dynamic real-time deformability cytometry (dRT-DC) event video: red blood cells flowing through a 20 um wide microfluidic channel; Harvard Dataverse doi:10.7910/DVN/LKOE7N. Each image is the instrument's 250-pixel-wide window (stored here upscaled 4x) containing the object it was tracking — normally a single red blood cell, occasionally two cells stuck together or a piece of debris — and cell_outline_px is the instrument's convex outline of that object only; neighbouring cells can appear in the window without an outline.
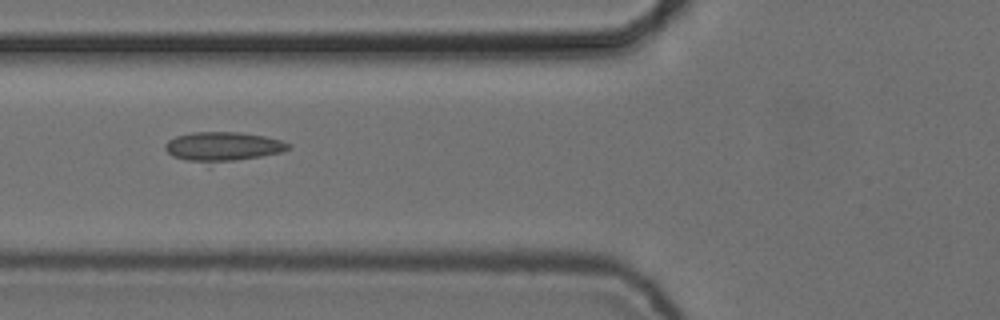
{"species": "common noctule bat (a hibernating species)", "species_latin": "Nyctalus noctula", "temperature_condition": "cold", "stored_images_in_passage": 8, "camera_frame_rate_fps": 3000, "um_per_image_px": 0.085, "animal": {"sex": "female", "body_mass_g": 24.6, "forearm_length_mm": 56.2}, "frame": {"image": 1, "passage_image": 6, "time_ms": 1.667, "image_size_px": [1000, 320], "cell_outline_px": [[292, 148], [284, 152], [236, 160], [184, 160], [172, 156], [164, 148], [164, 144], [168, 140], [176, 136], [192, 132], [240, 132], [264, 136], [280, 140], [292, 144]], "centroid_in_image_um": [18.98, 12.42], "position_along_channel_um": 106.8, "area_um2": 20.52}}
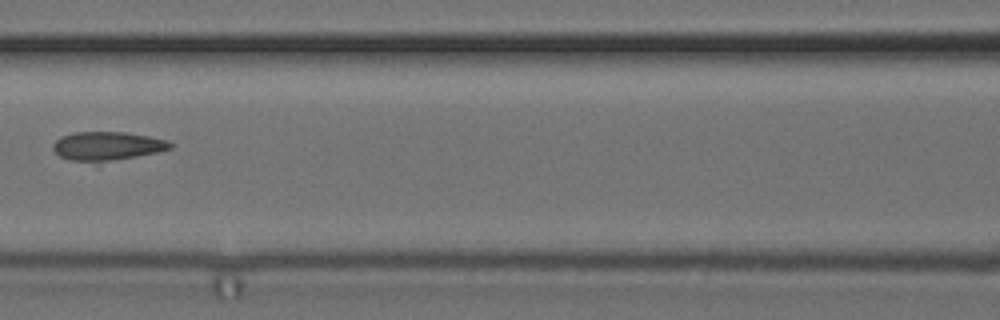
{"frame": {"image": 2, "passage_image": 7, "time_ms": 2.0, "image_size_px": [1000, 320], "cell_outline_px": [[172, 148], [156, 152], [136, 156], [112, 160], [68, 160], [60, 156], [52, 148], [52, 144], [60, 136], [76, 132], [124, 132], [148, 136], [168, 140], [172, 144]], "centroid_in_image_um": [9.1, 12.38], "position_along_channel_um": 157.5, "area_um2": 19.13}}
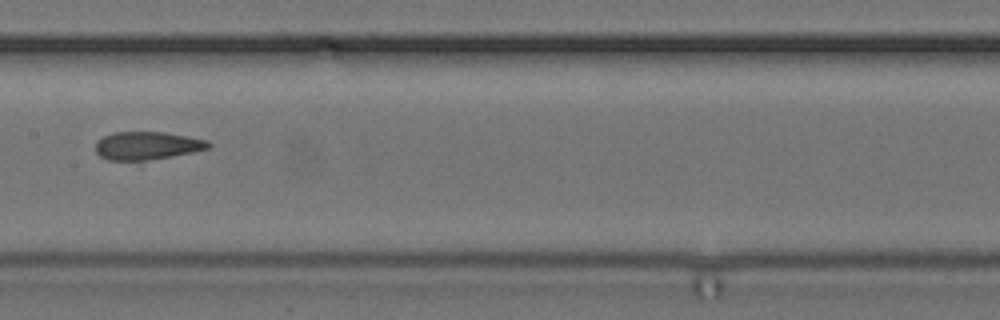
{"frame": {"image": 3, "passage_image": 8, "time_ms": 2.333, "image_size_px": [1000, 320], "cell_outline_px": [[212, 144], [208, 148], [192, 152], [172, 156], [148, 160], [108, 160], [100, 156], [96, 152], [96, 140], [112, 132], [164, 132], [188, 136], [208, 140]], "centroid_in_image_um": [12.49, 12.37], "position_along_channel_um": 194.9, "area_um2": 18.44}}